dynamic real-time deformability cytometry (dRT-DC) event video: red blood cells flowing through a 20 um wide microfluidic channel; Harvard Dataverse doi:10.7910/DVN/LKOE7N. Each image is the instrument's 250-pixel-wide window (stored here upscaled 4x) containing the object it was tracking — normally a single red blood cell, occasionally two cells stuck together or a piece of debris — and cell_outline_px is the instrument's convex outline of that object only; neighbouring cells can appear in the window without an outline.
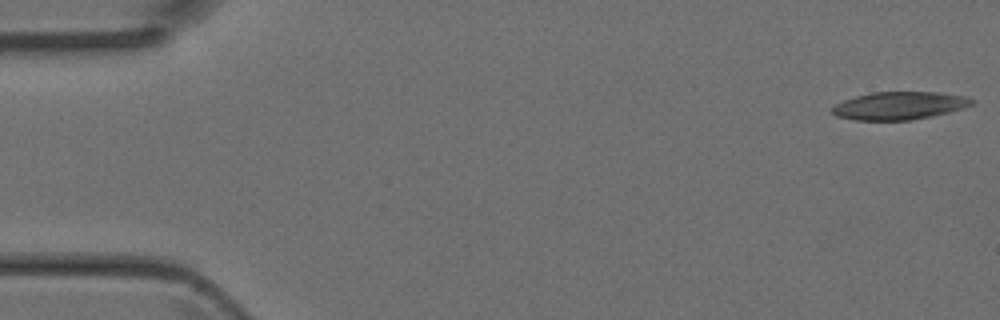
{"species": "Egyptian fruit bat (a non-hibernating species)", "species_latin": "Rousettus aegyptiacus", "temperature_condition": "room temperature", "stored_images_in_passage": 5, "segment_of_instrument_passage": [2, 2], "camera_frame_rate_fps": 3000, "um_per_image_px": 0.085, "animal": {"sex": "female"}, "frame": {"image": 1, "passage_image": 5, "time_ms": 1.333, "image_size_px": [1000, 320], "cell_outline_px": [[976, 100], [972, 104], [964, 108], [932, 116], [912, 120], [856, 120], [836, 116], [832, 112], [832, 108], [836, 104], [844, 100], [856, 96], [872, 92], [936, 92], [968, 96]], "centroid_in_image_um": [76.48, 8.98], "position_along_channel_um": 8.5, "area_um2": 22.66}}